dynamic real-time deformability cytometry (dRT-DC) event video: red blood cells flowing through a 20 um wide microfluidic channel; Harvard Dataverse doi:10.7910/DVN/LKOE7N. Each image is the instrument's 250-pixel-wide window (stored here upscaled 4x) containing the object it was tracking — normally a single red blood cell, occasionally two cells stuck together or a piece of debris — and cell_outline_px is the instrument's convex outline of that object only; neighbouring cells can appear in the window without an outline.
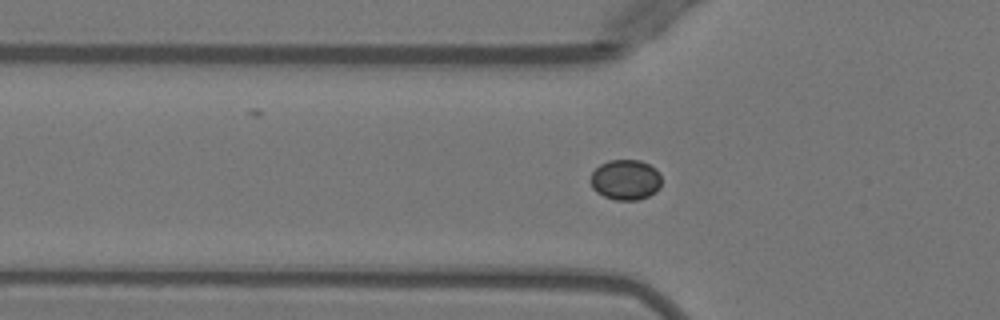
{"species": "Egyptian fruit bat (a non-hibernating species)", "species_latin": "Rousettus aegyptiacus", "temperature_condition": "warm", "stored_images_in_passage": 52, "camera_frame_rate_fps": 3000, "um_per_image_px": 0.085, "animal": {"sex": "female"}, "frame": {"image": 1, "passage_image": 17, "time_ms": 5.333, "image_size_px": [1000, 320], "cell_outline_px": [[660, 188], [656, 192], [648, 196], [636, 200], [616, 200], [604, 196], [596, 192], [592, 188], [588, 180], [592, 172], [600, 164], [608, 160], [640, 160], [656, 168], [660, 176]], "centroid_in_image_um": [53.14, 15.28], "position_along_channel_um": 72.7, "area_um2": 16.88}}
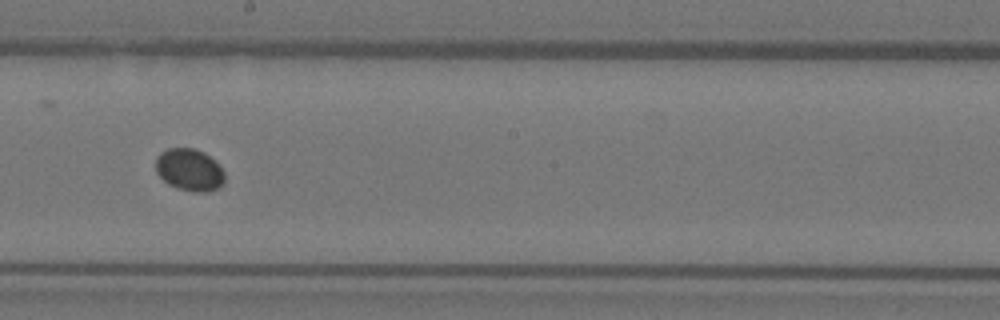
{"frame": {"image": 2, "passage_image": 29, "time_ms": 9.333, "image_size_px": [1000, 320], "cell_outline_px": [[224, 184], [220, 188], [208, 192], [192, 192], [176, 188], [168, 184], [156, 172], [156, 156], [160, 152], [168, 148], [192, 148], [204, 152], [224, 172]], "centroid_in_image_um": [16.08, 14.46], "position_along_channel_um": 232.1, "area_um2": 16.99}}
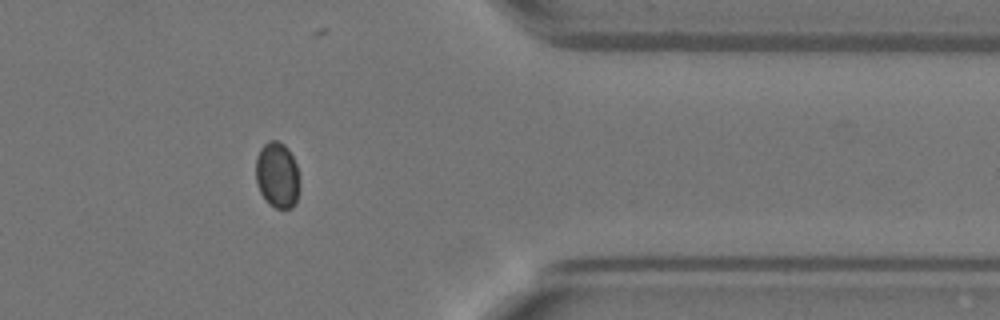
{"frame": {"image": 3, "passage_image": 42, "time_ms": 13.667, "image_size_px": [1000, 320], "cell_outline_px": [[300, 188], [296, 204], [292, 208], [276, 208], [268, 204], [264, 200], [256, 184], [256, 156], [260, 148], [268, 140], [276, 140], [284, 144], [288, 148], [296, 164], [300, 180]], "centroid_in_image_um": [23.57, 14.9], "position_along_channel_um": 387.8, "area_um2": 17.28}}